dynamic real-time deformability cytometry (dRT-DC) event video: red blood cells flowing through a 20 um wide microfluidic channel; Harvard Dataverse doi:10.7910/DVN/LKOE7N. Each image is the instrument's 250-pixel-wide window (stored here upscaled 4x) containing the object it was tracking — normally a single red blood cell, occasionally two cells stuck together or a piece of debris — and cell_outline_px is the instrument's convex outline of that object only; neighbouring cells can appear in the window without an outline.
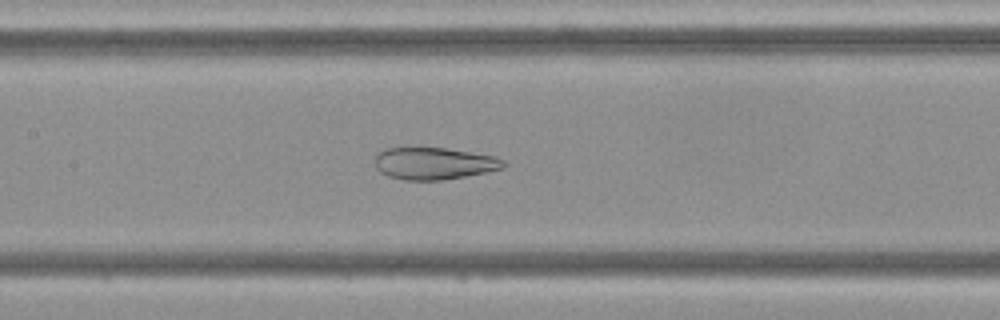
{"species": "Egyptian fruit bat (a non-hibernating species)", "species_latin": "Rousettus aegyptiacus", "temperature_condition": "cold", "stored_images_in_passage": 46, "camera_frame_rate_fps": 3000, "um_per_image_px": 0.085, "frame": {"image": 1, "passage_image": 21, "time_ms": 6.667, "image_size_px": [1000, 320], "cell_outline_px": [[508, 164], [504, 168], [488, 172], [440, 180], [404, 180], [388, 176], [380, 172], [376, 168], [376, 156], [384, 148], [444, 148], [496, 156], [504, 160]], "centroid_in_image_um": [36.93, 13.89], "position_along_channel_um": 170.5, "area_um2": 23.99}}
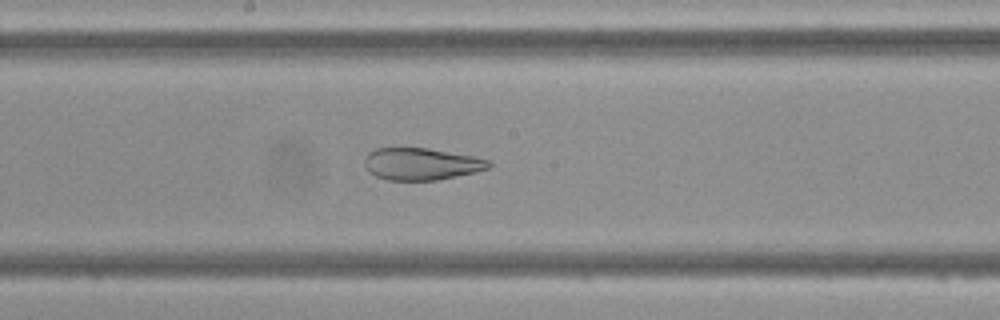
{"frame": {"image": 2, "passage_image": 24, "time_ms": 7.667, "image_size_px": [1000, 320], "cell_outline_px": [[492, 164], [488, 168], [476, 172], [436, 180], [388, 180], [376, 176], [368, 172], [364, 164], [364, 160], [368, 152], [376, 148], [428, 148], [472, 156], [492, 160]], "centroid_in_image_um": [35.8, 13.93], "position_along_channel_um": 212.4, "area_um2": 23.24}}
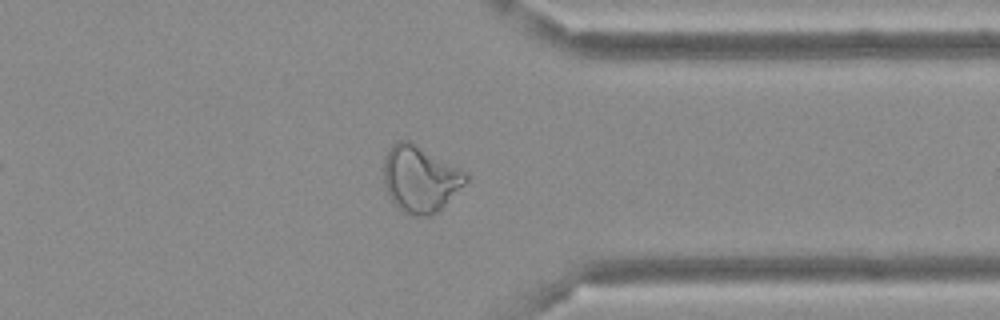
{"frame": {"image": 3, "passage_image": 36, "time_ms": 11.667, "image_size_px": [1000, 320], "cell_outline_px": [[468, 180], [444, 208], [432, 216], [408, 216], [392, 200], [384, 184], [384, 156], [392, 144], [400, 140], [412, 140], [460, 168], [468, 176]], "centroid_in_image_um": [35.73, 15.2], "position_along_channel_um": 375.7, "area_um2": 32.25}}